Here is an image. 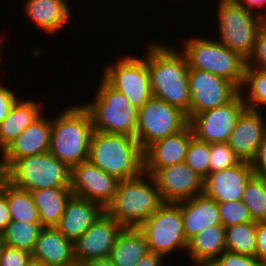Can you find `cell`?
Masks as SVG:
<instances>
[{
	"label": "cell",
	"mask_w": 266,
	"mask_h": 266,
	"mask_svg": "<svg viewBox=\"0 0 266 266\" xmlns=\"http://www.w3.org/2000/svg\"><path fill=\"white\" fill-rule=\"evenodd\" d=\"M147 47V69L153 97L179 108L190 119L188 63L180 49L153 43Z\"/></svg>",
	"instance_id": "1"
},
{
	"label": "cell",
	"mask_w": 266,
	"mask_h": 266,
	"mask_svg": "<svg viewBox=\"0 0 266 266\" xmlns=\"http://www.w3.org/2000/svg\"><path fill=\"white\" fill-rule=\"evenodd\" d=\"M92 119L83 105L65 107L51 117L49 153L71 167L88 160Z\"/></svg>",
	"instance_id": "2"
},
{
	"label": "cell",
	"mask_w": 266,
	"mask_h": 266,
	"mask_svg": "<svg viewBox=\"0 0 266 266\" xmlns=\"http://www.w3.org/2000/svg\"><path fill=\"white\" fill-rule=\"evenodd\" d=\"M143 150L131 135L93 131L88 161L118 180L131 179L144 172Z\"/></svg>",
	"instance_id": "3"
},
{
	"label": "cell",
	"mask_w": 266,
	"mask_h": 266,
	"mask_svg": "<svg viewBox=\"0 0 266 266\" xmlns=\"http://www.w3.org/2000/svg\"><path fill=\"white\" fill-rule=\"evenodd\" d=\"M163 203L153 177L143 172L137 177L119 180L116 193L104 210L124 228H138Z\"/></svg>",
	"instance_id": "4"
},
{
	"label": "cell",
	"mask_w": 266,
	"mask_h": 266,
	"mask_svg": "<svg viewBox=\"0 0 266 266\" xmlns=\"http://www.w3.org/2000/svg\"><path fill=\"white\" fill-rule=\"evenodd\" d=\"M188 39V40H187ZM183 41V51L189 69L210 72L230 81L240 90L247 61L222 45L217 39L203 36L189 37Z\"/></svg>",
	"instance_id": "5"
},
{
	"label": "cell",
	"mask_w": 266,
	"mask_h": 266,
	"mask_svg": "<svg viewBox=\"0 0 266 266\" xmlns=\"http://www.w3.org/2000/svg\"><path fill=\"white\" fill-rule=\"evenodd\" d=\"M1 175L15 187L30 192L72 187V167L49 152L17 159Z\"/></svg>",
	"instance_id": "6"
},
{
	"label": "cell",
	"mask_w": 266,
	"mask_h": 266,
	"mask_svg": "<svg viewBox=\"0 0 266 266\" xmlns=\"http://www.w3.org/2000/svg\"><path fill=\"white\" fill-rule=\"evenodd\" d=\"M100 79L94 99L82 104L91 116L93 130L135 137L138 108L102 77Z\"/></svg>",
	"instance_id": "7"
},
{
	"label": "cell",
	"mask_w": 266,
	"mask_h": 266,
	"mask_svg": "<svg viewBox=\"0 0 266 266\" xmlns=\"http://www.w3.org/2000/svg\"><path fill=\"white\" fill-rule=\"evenodd\" d=\"M217 3V41L248 61L254 51L257 34L266 20L235 0H218Z\"/></svg>",
	"instance_id": "8"
},
{
	"label": "cell",
	"mask_w": 266,
	"mask_h": 266,
	"mask_svg": "<svg viewBox=\"0 0 266 266\" xmlns=\"http://www.w3.org/2000/svg\"><path fill=\"white\" fill-rule=\"evenodd\" d=\"M138 229L145 236L149 252L165 259L176 249L187 252L180 201L164 202Z\"/></svg>",
	"instance_id": "9"
},
{
	"label": "cell",
	"mask_w": 266,
	"mask_h": 266,
	"mask_svg": "<svg viewBox=\"0 0 266 266\" xmlns=\"http://www.w3.org/2000/svg\"><path fill=\"white\" fill-rule=\"evenodd\" d=\"M144 55L119 57L121 59L113 65L108 63L102 74V78L112 88L122 93L138 109L153 97L147 69V49Z\"/></svg>",
	"instance_id": "10"
},
{
	"label": "cell",
	"mask_w": 266,
	"mask_h": 266,
	"mask_svg": "<svg viewBox=\"0 0 266 266\" xmlns=\"http://www.w3.org/2000/svg\"><path fill=\"white\" fill-rule=\"evenodd\" d=\"M187 124V116L179 108L151 97L138 109L135 139L144 151L153 142L179 132Z\"/></svg>",
	"instance_id": "11"
},
{
	"label": "cell",
	"mask_w": 266,
	"mask_h": 266,
	"mask_svg": "<svg viewBox=\"0 0 266 266\" xmlns=\"http://www.w3.org/2000/svg\"><path fill=\"white\" fill-rule=\"evenodd\" d=\"M246 104L238 92L226 104L195 114L188 120L193 136L207 143H225Z\"/></svg>",
	"instance_id": "12"
},
{
	"label": "cell",
	"mask_w": 266,
	"mask_h": 266,
	"mask_svg": "<svg viewBox=\"0 0 266 266\" xmlns=\"http://www.w3.org/2000/svg\"><path fill=\"white\" fill-rule=\"evenodd\" d=\"M188 82L191 94L190 118L226 104L239 92L230 81L202 70L189 69Z\"/></svg>",
	"instance_id": "13"
},
{
	"label": "cell",
	"mask_w": 266,
	"mask_h": 266,
	"mask_svg": "<svg viewBox=\"0 0 266 266\" xmlns=\"http://www.w3.org/2000/svg\"><path fill=\"white\" fill-rule=\"evenodd\" d=\"M123 226L110 217L105 211L99 218L73 242L76 263L110 256L115 241Z\"/></svg>",
	"instance_id": "14"
},
{
	"label": "cell",
	"mask_w": 266,
	"mask_h": 266,
	"mask_svg": "<svg viewBox=\"0 0 266 266\" xmlns=\"http://www.w3.org/2000/svg\"><path fill=\"white\" fill-rule=\"evenodd\" d=\"M164 202H179L203 194L204 179L185 162L159 168L151 175Z\"/></svg>",
	"instance_id": "15"
},
{
	"label": "cell",
	"mask_w": 266,
	"mask_h": 266,
	"mask_svg": "<svg viewBox=\"0 0 266 266\" xmlns=\"http://www.w3.org/2000/svg\"><path fill=\"white\" fill-rule=\"evenodd\" d=\"M119 180L88 160L72 167L71 193L100 204L104 209L112 201Z\"/></svg>",
	"instance_id": "16"
},
{
	"label": "cell",
	"mask_w": 266,
	"mask_h": 266,
	"mask_svg": "<svg viewBox=\"0 0 266 266\" xmlns=\"http://www.w3.org/2000/svg\"><path fill=\"white\" fill-rule=\"evenodd\" d=\"M46 117L43 113L0 152L1 174L17 159L49 152L51 119Z\"/></svg>",
	"instance_id": "17"
},
{
	"label": "cell",
	"mask_w": 266,
	"mask_h": 266,
	"mask_svg": "<svg viewBox=\"0 0 266 266\" xmlns=\"http://www.w3.org/2000/svg\"><path fill=\"white\" fill-rule=\"evenodd\" d=\"M254 175L250 162L240 161L235 166L211 172L204 179L203 194L217 203L242 199L249 179Z\"/></svg>",
	"instance_id": "18"
},
{
	"label": "cell",
	"mask_w": 266,
	"mask_h": 266,
	"mask_svg": "<svg viewBox=\"0 0 266 266\" xmlns=\"http://www.w3.org/2000/svg\"><path fill=\"white\" fill-rule=\"evenodd\" d=\"M262 113V114H261ZM266 119L260 110L245 109L230 133L227 144L240 161L250 162L266 135Z\"/></svg>",
	"instance_id": "19"
},
{
	"label": "cell",
	"mask_w": 266,
	"mask_h": 266,
	"mask_svg": "<svg viewBox=\"0 0 266 266\" xmlns=\"http://www.w3.org/2000/svg\"><path fill=\"white\" fill-rule=\"evenodd\" d=\"M192 137L187 124L179 132L153 142L143 151L144 172L152 175L159 168L184 162Z\"/></svg>",
	"instance_id": "20"
},
{
	"label": "cell",
	"mask_w": 266,
	"mask_h": 266,
	"mask_svg": "<svg viewBox=\"0 0 266 266\" xmlns=\"http://www.w3.org/2000/svg\"><path fill=\"white\" fill-rule=\"evenodd\" d=\"M104 211L100 204L72 195L55 228L66 239L75 242Z\"/></svg>",
	"instance_id": "21"
},
{
	"label": "cell",
	"mask_w": 266,
	"mask_h": 266,
	"mask_svg": "<svg viewBox=\"0 0 266 266\" xmlns=\"http://www.w3.org/2000/svg\"><path fill=\"white\" fill-rule=\"evenodd\" d=\"M31 259L45 266H71L76 263L73 242L55 227H42L31 252Z\"/></svg>",
	"instance_id": "22"
},
{
	"label": "cell",
	"mask_w": 266,
	"mask_h": 266,
	"mask_svg": "<svg viewBox=\"0 0 266 266\" xmlns=\"http://www.w3.org/2000/svg\"><path fill=\"white\" fill-rule=\"evenodd\" d=\"M187 242L208 226L221 225L218 203L204 194L180 201Z\"/></svg>",
	"instance_id": "23"
},
{
	"label": "cell",
	"mask_w": 266,
	"mask_h": 266,
	"mask_svg": "<svg viewBox=\"0 0 266 266\" xmlns=\"http://www.w3.org/2000/svg\"><path fill=\"white\" fill-rule=\"evenodd\" d=\"M23 7L27 19L49 35H56L72 18L67 0H26Z\"/></svg>",
	"instance_id": "24"
},
{
	"label": "cell",
	"mask_w": 266,
	"mask_h": 266,
	"mask_svg": "<svg viewBox=\"0 0 266 266\" xmlns=\"http://www.w3.org/2000/svg\"><path fill=\"white\" fill-rule=\"evenodd\" d=\"M225 250V228L215 225L208 226L194 236L188 242L186 253L193 266H210Z\"/></svg>",
	"instance_id": "25"
},
{
	"label": "cell",
	"mask_w": 266,
	"mask_h": 266,
	"mask_svg": "<svg viewBox=\"0 0 266 266\" xmlns=\"http://www.w3.org/2000/svg\"><path fill=\"white\" fill-rule=\"evenodd\" d=\"M37 99L20 97L13 103L7 117L0 123V152L43 113Z\"/></svg>",
	"instance_id": "26"
},
{
	"label": "cell",
	"mask_w": 266,
	"mask_h": 266,
	"mask_svg": "<svg viewBox=\"0 0 266 266\" xmlns=\"http://www.w3.org/2000/svg\"><path fill=\"white\" fill-rule=\"evenodd\" d=\"M148 252L144 234L138 228L126 227L119 233L109 258L115 266H135Z\"/></svg>",
	"instance_id": "27"
},
{
	"label": "cell",
	"mask_w": 266,
	"mask_h": 266,
	"mask_svg": "<svg viewBox=\"0 0 266 266\" xmlns=\"http://www.w3.org/2000/svg\"><path fill=\"white\" fill-rule=\"evenodd\" d=\"M31 194L42 227H55L58 224L67 201L73 195L68 188H43L31 191Z\"/></svg>",
	"instance_id": "28"
},
{
	"label": "cell",
	"mask_w": 266,
	"mask_h": 266,
	"mask_svg": "<svg viewBox=\"0 0 266 266\" xmlns=\"http://www.w3.org/2000/svg\"><path fill=\"white\" fill-rule=\"evenodd\" d=\"M0 190L6 195L11 220L27 223L40 222L39 211L30 191L15 187L2 175Z\"/></svg>",
	"instance_id": "29"
},
{
	"label": "cell",
	"mask_w": 266,
	"mask_h": 266,
	"mask_svg": "<svg viewBox=\"0 0 266 266\" xmlns=\"http://www.w3.org/2000/svg\"><path fill=\"white\" fill-rule=\"evenodd\" d=\"M226 250L256 257V222H246L225 228Z\"/></svg>",
	"instance_id": "30"
},
{
	"label": "cell",
	"mask_w": 266,
	"mask_h": 266,
	"mask_svg": "<svg viewBox=\"0 0 266 266\" xmlns=\"http://www.w3.org/2000/svg\"><path fill=\"white\" fill-rule=\"evenodd\" d=\"M41 229V222L11 220L2 235L6 246L31 254Z\"/></svg>",
	"instance_id": "31"
},
{
	"label": "cell",
	"mask_w": 266,
	"mask_h": 266,
	"mask_svg": "<svg viewBox=\"0 0 266 266\" xmlns=\"http://www.w3.org/2000/svg\"><path fill=\"white\" fill-rule=\"evenodd\" d=\"M239 92L247 109L260 110L263 105L266 107V71L246 66Z\"/></svg>",
	"instance_id": "32"
},
{
	"label": "cell",
	"mask_w": 266,
	"mask_h": 266,
	"mask_svg": "<svg viewBox=\"0 0 266 266\" xmlns=\"http://www.w3.org/2000/svg\"><path fill=\"white\" fill-rule=\"evenodd\" d=\"M241 200L247 206L252 221H266V177L253 175Z\"/></svg>",
	"instance_id": "33"
},
{
	"label": "cell",
	"mask_w": 266,
	"mask_h": 266,
	"mask_svg": "<svg viewBox=\"0 0 266 266\" xmlns=\"http://www.w3.org/2000/svg\"><path fill=\"white\" fill-rule=\"evenodd\" d=\"M184 162L205 179L210 173V143L200 141L193 136Z\"/></svg>",
	"instance_id": "34"
},
{
	"label": "cell",
	"mask_w": 266,
	"mask_h": 266,
	"mask_svg": "<svg viewBox=\"0 0 266 266\" xmlns=\"http://www.w3.org/2000/svg\"><path fill=\"white\" fill-rule=\"evenodd\" d=\"M221 225L226 228L231 225L252 222L247 206L242 200L218 203Z\"/></svg>",
	"instance_id": "35"
},
{
	"label": "cell",
	"mask_w": 266,
	"mask_h": 266,
	"mask_svg": "<svg viewBox=\"0 0 266 266\" xmlns=\"http://www.w3.org/2000/svg\"><path fill=\"white\" fill-rule=\"evenodd\" d=\"M239 162L227 142L210 143V173L231 168Z\"/></svg>",
	"instance_id": "36"
},
{
	"label": "cell",
	"mask_w": 266,
	"mask_h": 266,
	"mask_svg": "<svg viewBox=\"0 0 266 266\" xmlns=\"http://www.w3.org/2000/svg\"><path fill=\"white\" fill-rule=\"evenodd\" d=\"M247 66L266 71V22L257 34L254 51L247 61Z\"/></svg>",
	"instance_id": "37"
},
{
	"label": "cell",
	"mask_w": 266,
	"mask_h": 266,
	"mask_svg": "<svg viewBox=\"0 0 266 266\" xmlns=\"http://www.w3.org/2000/svg\"><path fill=\"white\" fill-rule=\"evenodd\" d=\"M210 266H266L256 257L225 250Z\"/></svg>",
	"instance_id": "38"
},
{
	"label": "cell",
	"mask_w": 266,
	"mask_h": 266,
	"mask_svg": "<svg viewBox=\"0 0 266 266\" xmlns=\"http://www.w3.org/2000/svg\"><path fill=\"white\" fill-rule=\"evenodd\" d=\"M31 259L27 251L5 246L0 257V266H25Z\"/></svg>",
	"instance_id": "39"
},
{
	"label": "cell",
	"mask_w": 266,
	"mask_h": 266,
	"mask_svg": "<svg viewBox=\"0 0 266 266\" xmlns=\"http://www.w3.org/2000/svg\"><path fill=\"white\" fill-rule=\"evenodd\" d=\"M254 175L266 177V135L258 146L254 158L250 161Z\"/></svg>",
	"instance_id": "40"
},
{
	"label": "cell",
	"mask_w": 266,
	"mask_h": 266,
	"mask_svg": "<svg viewBox=\"0 0 266 266\" xmlns=\"http://www.w3.org/2000/svg\"><path fill=\"white\" fill-rule=\"evenodd\" d=\"M18 99L15 92L0 84V123L7 117L13 103Z\"/></svg>",
	"instance_id": "41"
},
{
	"label": "cell",
	"mask_w": 266,
	"mask_h": 266,
	"mask_svg": "<svg viewBox=\"0 0 266 266\" xmlns=\"http://www.w3.org/2000/svg\"><path fill=\"white\" fill-rule=\"evenodd\" d=\"M256 258L266 265V221L256 222Z\"/></svg>",
	"instance_id": "42"
},
{
	"label": "cell",
	"mask_w": 266,
	"mask_h": 266,
	"mask_svg": "<svg viewBox=\"0 0 266 266\" xmlns=\"http://www.w3.org/2000/svg\"><path fill=\"white\" fill-rule=\"evenodd\" d=\"M11 222L6 195L0 190V234H2L7 225Z\"/></svg>",
	"instance_id": "43"
},
{
	"label": "cell",
	"mask_w": 266,
	"mask_h": 266,
	"mask_svg": "<svg viewBox=\"0 0 266 266\" xmlns=\"http://www.w3.org/2000/svg\"><path fill=\"white\" fill-rule=\"evenodd\" d=\"M239 5L245 7L251 12H255V14L260 15L263 19L266 20V0H235ZM263 8V10L259 11ZM258 9V11H257ZM255 10V11H254ZM257 11V13H256Z\"/></svg>",
	"instance_id": "44"
},
{
	"label": "cell",
	"mask_w": 266,
	"mask_h": 266,
	"mask_svg": "<svg viewBox=\"0 0 266 266\" xmlns=\"http://www.w3.org/2000/svg\"><path fill=\"white\" fill-rule=\"evenodd\" d=\"M158 254L148 252L144 257L137 261L135 266H165V259Z\"/></svg>",
	"instance_id": "45"
},
{
	"label": "cell",
	"mask_w": 266,
	"mask_h": 266,
	"mask_svg": "<svg viewBox=\"0 0 266 266\" xmlns=\"http://www.w3.org/2000/svg\"><path fill=\"white\" fill-rule=\"evenodd\" d=\"M85 266H115L109 257L90 260L84 263Z\"/></svg>",
	"instance_id": "46"
},
{
	"label": "cell",
	"mask_w": 266,
	"mask_h": 266,
	"mask_svg": "<svg viewBox=\"0 0 266 266\" xmlns=\"http://www.w3.org/2000/svg\"><path fill=\"white\" fill-rule=\"evenodd\" d=\"M25 266H45L41 262L36 261L34 259H30Z\"/></svg>",
	"instance_id": "47"
},
{
	"label": "cell",
	"mask_w": 266,
	"mask_h": 266,
	"mask_svg": "<svg viewBox=\"0 0 266 266\" xmlns=\"http://www.w3.org/2000/svg\"><path fill=\"white\" fill-rule=\"evenodd\" d=\"M5 246L6 245H5V242H4V239H3V235L0 234V257L2 255V252H3V249H4Z\"/></svg>",
	"instance_id": "48"
},
{
	"label": "cell",
	"mask_w": 266,
	"mask_h": 266,
	"mask_svg": "<svg viewBox=\"0 0 266 266\" xmlns=\"http://www.w3.org/2000/svg\"><path fill=\"white\" fill-rule=\"evenodd\" d=\"M3 43H4V41L2 40V38H1V36H0V64H3V63H2V59H3V58H2V57H3V56H2V55H3L2 52H3V51H1L2 48H3Z\"/></svg>",
	"instance_id": "49"
},
{
	"label": "cell",
	"mask_w": 266,
	"mask_h": 266,
	"mask_svg": "<svg viewBox=\"0 0 266 266\" xmlns=\"http://www.w3.org/2000/svg\"><path fill=\"white\" fill-rule=\"evenodd\" d=\"M71 266H85V265L82 264V263H75V264H73V265H71Z\"/></svg>",
	"instance_id": "50"
}]
</instances>
